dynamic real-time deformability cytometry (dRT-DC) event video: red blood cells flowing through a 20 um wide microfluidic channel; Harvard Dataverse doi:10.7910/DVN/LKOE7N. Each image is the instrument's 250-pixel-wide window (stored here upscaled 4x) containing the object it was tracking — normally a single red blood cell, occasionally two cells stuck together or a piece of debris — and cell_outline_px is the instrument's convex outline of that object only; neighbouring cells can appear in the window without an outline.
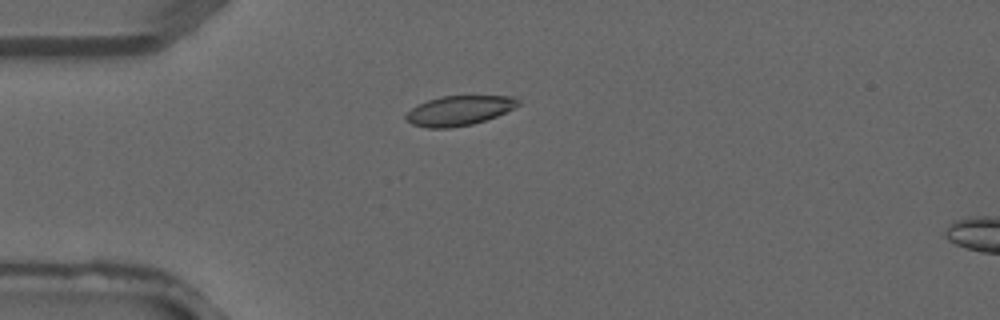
{"species": "common noctule bat (a hibernating species)", "species_latin": "Nyctalus noctula", "temperature_condition": "warm", "stored_images_in_passage": 4, "camera_frame_rate_fps": 3000, "um_per_image_px": 0.085, "animal": {"sex": "male", "forearm_length_mm": 52.5}, "frame": {"image": 1, "passage_image": 3, "time_ms": 0.667, "image_size_px": [1000, 320], "cell_outline_px": [[520, 104], [496, 116], [472, 124], [448, 128], [424, 128], [412, 124], [404, 120], [404, 116], [416, 104], [440, 96], [512, 96], [520, 100]], "centroid_in_image_um": [38.96, 9.4], "position_along_channel_um": 46.0, "area_um2": 19.42}}